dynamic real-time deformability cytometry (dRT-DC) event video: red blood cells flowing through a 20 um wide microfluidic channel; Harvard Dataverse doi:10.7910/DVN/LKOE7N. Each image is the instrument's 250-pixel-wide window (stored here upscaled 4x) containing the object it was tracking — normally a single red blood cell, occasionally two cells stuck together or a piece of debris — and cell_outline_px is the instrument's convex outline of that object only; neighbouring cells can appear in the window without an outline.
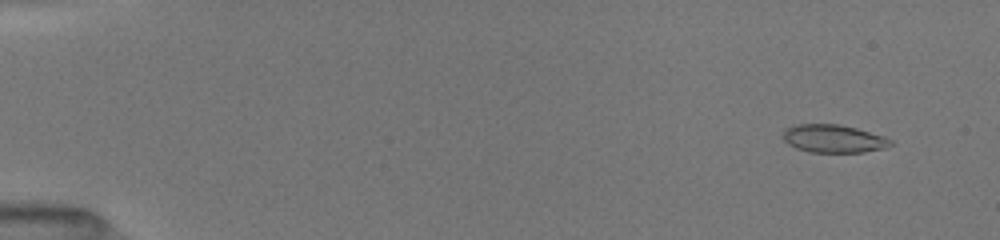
{"species": "common noctule bat (a hibernating species)", "species_latin": "Nyctalus noctula", "temperature_condition": "room temperature", "stored_images_in_passage": 50, "camera_frame_rate_fps": 3000, "um_per_image_px": 0.085, "animal": {"sex": "female", "body_mass_g": 19.5, "forearm_length_mm": 54.1}, "frame": {"image": 1, "passage_image": 2, "time_ms": 0.333, "image_size_px": [1000, 240], "cell_outline_px": [[892, 144], [884, 148], [864, 152], [808, 152], [796, 148], [788, 144], [784, 140], [784, 128], [796, 124], [840, 124], [856, 128], [884, 136], [892, 140]], "centroid_in_image_um": [70.84, 11.78], "position_along_channel_um": 14.2, "area_um2": 17.57}}
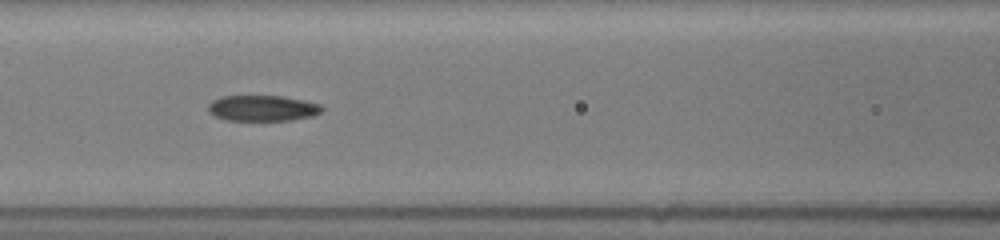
{"frame": {"image": 2, "passage_image": 22, "time_ms": 7.0, "image_size_px": [1000, 240], "cell_outline_px": [[324, 108], [320, 112], [312, 116], [292, 120], [224, 120], [208, 112], [208, 104], [212, 100], [220, 96], [284, 96], [304, 100], [320, 104]], "centroid_in_image_um": [22.3, 9.19], "position_along_channel_um": 144.3, "area_um2": 17.17}}
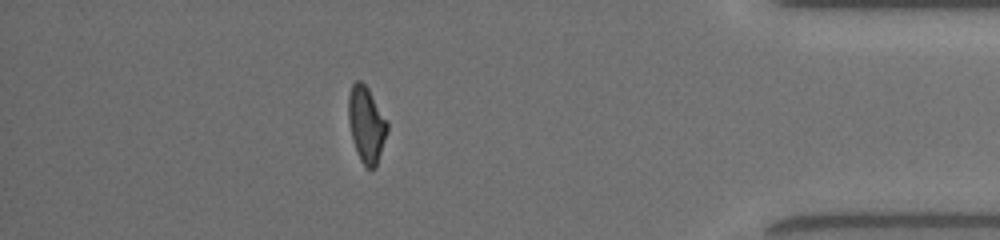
{"frame": {"image": 3, "passage_image": 44, "time_ms": 14.333, "image_size_px": [1000, 240], "cell_outline_px": [[388, 132], [376, 168], [368, 168], [360, 160], [356, 152], [352, 140], [348, 120], [348, 96], [352, 84], [356, 80], [360, 80], [368, 88], [388, 120]], "centroid_in_image_um": [31.15, 10.58], "position_along_channel_um": 404.1, "area_um2": 17.51}, "authors_computed_cell_mechanics": {"area_um2": 17.6868, "velocity_mm_per_s": 4.0268, "shape_relaxation_time_tau1_ms": null, "shape_relaxation_time_tau2_ms": 2.8597, "deformation_change_tau1": null, "deformation_change_tau2": 0.0859}}